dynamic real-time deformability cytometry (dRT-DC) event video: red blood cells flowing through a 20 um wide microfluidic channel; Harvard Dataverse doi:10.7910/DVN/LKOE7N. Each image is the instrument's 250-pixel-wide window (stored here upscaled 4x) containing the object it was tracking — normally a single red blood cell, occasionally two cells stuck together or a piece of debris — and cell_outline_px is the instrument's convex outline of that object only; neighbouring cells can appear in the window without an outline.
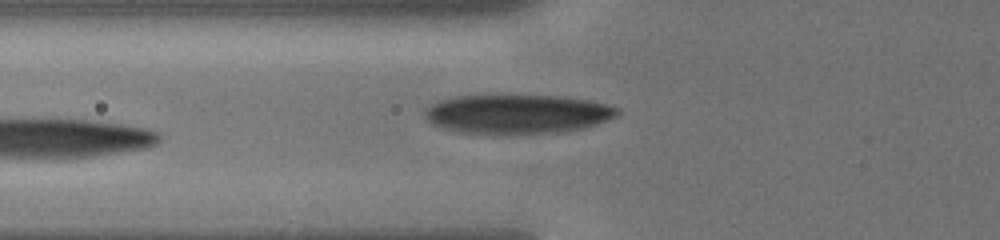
{"species": "human", "species_latin": "Homo sapiens", "temperature_condition": "cold", "stored_images_in_passage": 4, "camera_frame_rate_fps": 3000, "um_per_image_px": 0.085, "donor": {"sex": "male"}, "frame": {"image": 1, "passage_image": 4, "time_ms": 2.0, "image_size_px": [1000, 240], "cell_outline_px": [[620, 112], [616, 116], [608, 120], [584, 128], [556, 132], [492, 136], [456, 132], [432, 124], [428, 120], [424, 112], [432, 104], [440, 100], [456, 96], [496, 92], [504, 92], [556, 96], [588, 100], [620, 108]], "centroid_in_image_um": [43.91, 9.67], "position_along_channel_um": 81.9, "area_um2": 45.84}}